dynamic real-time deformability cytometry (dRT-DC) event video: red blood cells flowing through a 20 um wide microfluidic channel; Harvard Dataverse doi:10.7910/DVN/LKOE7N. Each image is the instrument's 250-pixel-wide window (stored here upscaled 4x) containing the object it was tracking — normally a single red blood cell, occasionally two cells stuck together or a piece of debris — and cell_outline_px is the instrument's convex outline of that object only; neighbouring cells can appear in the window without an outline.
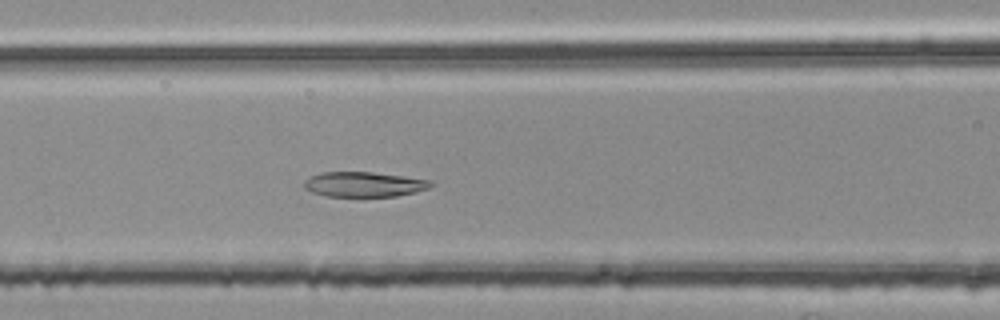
{"species": "common noctule bat (a hibernating species)", "species_latin": "Nyctalus noctula", "temperature_condition": "room temperature", "stored_images_in_passage": 35, "camera_frame_rate_fps": 3000, "um_per_image_px": 0.085, "animal": {"sex": "female", "body_mass_g": 25.1}, "frame": {"image": 1, "passage_image": 9, "time_ms": 2.667, "image_size_px": [1000, 320], "cell_outline_px": [[436, 184], [428, 188], [416, 192], [396, 196], [324, 196], [312, 192], [304, 188], [304, 180], [320, 172], [372, 172], [404, 176], [432, 180]], "centroid_in_image_um": [30.97, 15.66], "position_along_channel_um": 135.6, "area_um2": 18.55}}
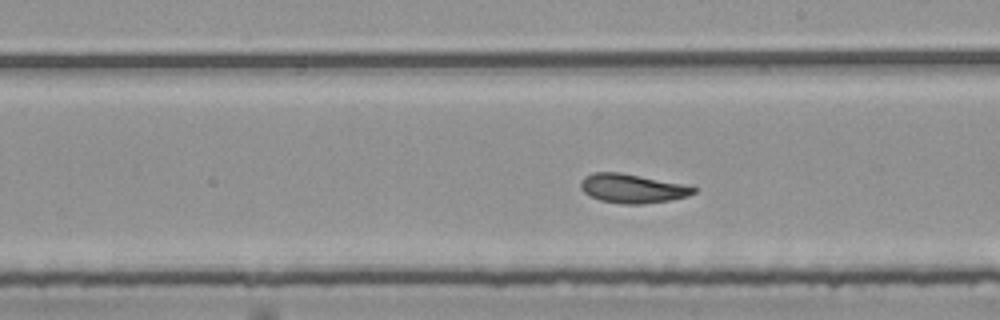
{"frame": {"image": 2, "passage_image": 17, "time_ms": 5.333, "image_size_px": [1000, 320], "cell_outline_px": [[700, 188], [696, 192], [688, 196], [668, 200], [640, 204], [624, 204], [600, 200], [588, 196], [580, 188], [580, 180], [584, 176], [592, 172], [620, 172], [684, 184]], "centroid_in_image_um": [53.73, 16.01], "position_along_channel_um": 235.3, "area_um2": 19.25}}
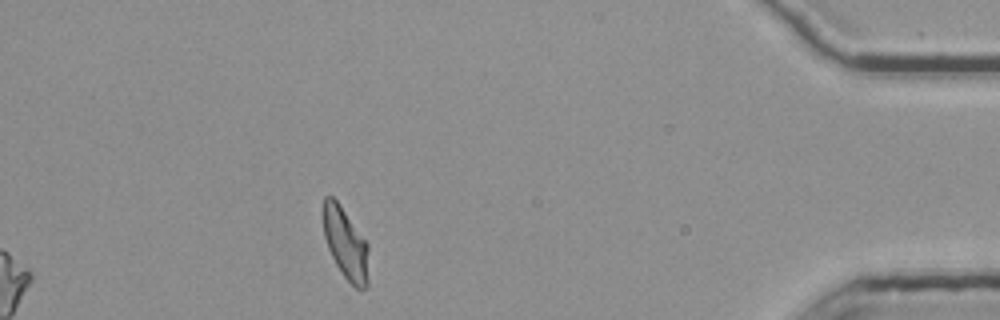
{"frame": {"image": 3, "passage_image": 35, "time_ms": 11.333, "image_size_px": [1000, 320], "cell_outline_px": [[368, 288], [356, 288], [344, 276], [336, 264], [328, 248], [324, 236], [324, 196], [332, 196], [336, 200], [368, 244]], "centroid_in_image_um": [29.39, 20.74], "position_along_channel_um": 405.8, "area_um2": 18.44}, "authors_computed_cell_mechanics": {"area_um2": 18.9584, "velocity_mm_per_s": 3.7459, "shape_relaxation_time_tau1_ms": null, "shape_relaxation_time_tau2_ms": 2.9537, "deformation_change_tau1": null, "deformation_change_tau2": 0.087}}